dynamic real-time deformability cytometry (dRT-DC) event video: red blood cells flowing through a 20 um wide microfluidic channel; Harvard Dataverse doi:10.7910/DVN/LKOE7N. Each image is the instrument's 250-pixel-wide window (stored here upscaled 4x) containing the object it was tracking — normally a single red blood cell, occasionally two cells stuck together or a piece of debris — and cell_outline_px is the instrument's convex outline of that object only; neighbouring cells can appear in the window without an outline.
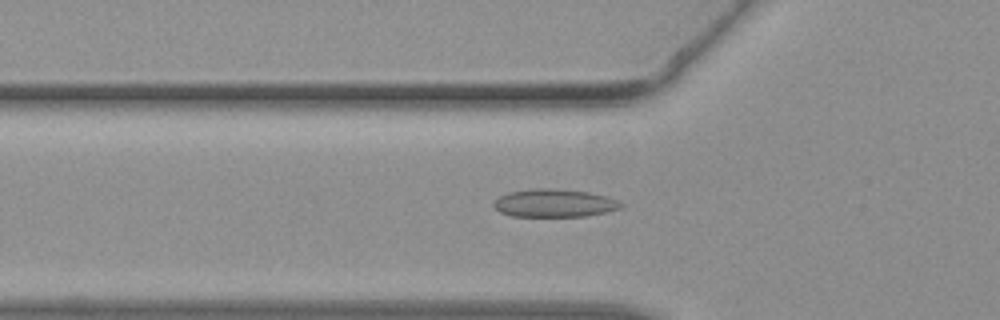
{"species": "common noctule bat (a hibernating species)", "species_latin": "Nyctalus noctula", "temperature_condition": "warm", "stored_images_in_passage": 44, "camera_frame_rate_fps": 3000, "um_per_image_px": 0.085, "animal": {"sex": "female", "body_mass_g": 19.3, "forearm_length_mm": 54.1}, "frame": {"image": 1, "passage_image": 14, "time_ms": 4.333, "image_size_px": [1000, 320], "cell_outline_px": [[624, 204], [620, 208], [588, 216], [512, 216], [500, 212], [492, 204], [500, 196], [508, 192], [532, 188], [552, 188], [588, 192], [620, 200]], "centroid_in_image_um": [47.12, 17.26], "position_along_channel_um": 78.7, "area_um2": 20.69}}
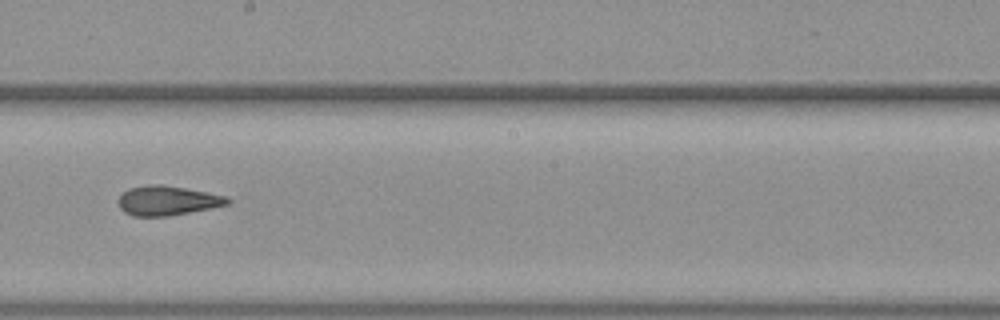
{"frame": {"image": 2, "passage_image": 24, "time_ms": 7.667, "image_size_px": [1000, 320], "cell_outline_px": [[232, 200], [228, 204], [168, 216], [132, 216], [124, 212], [120, 208], [116, 200], [128, 188], [148, 184], [160, 184], [184, 188], [224, 196]], "centroid_in_image_um": [14.14, 17.05], "position_along_channel_um": 234.1, "area_um2": 18.55}}
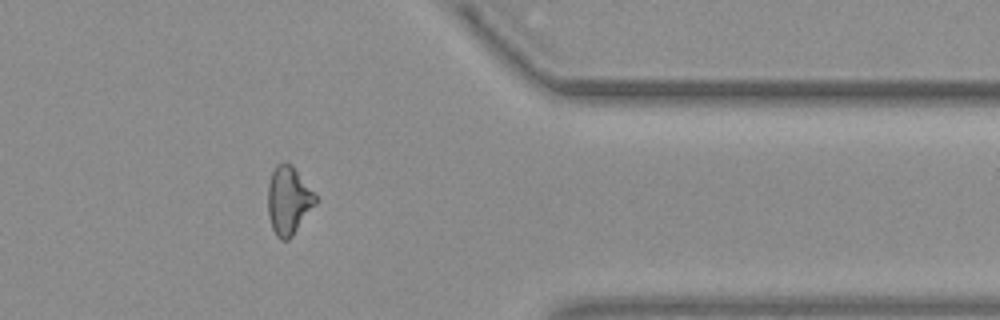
{"frame": {"image": 3, "passage_image": 35, "time_ms": 11.333, "image_size_px": [1000, 320], "cell_outline_px": [[316, 204], [292, 236], [288, 240], [280, 240], [276, 236], [272, 228], [268, 216], [268, 184], [272, 172], [276, 164], [284, 160], [292, 164], [316, 192]], "centroid_in_image_um": [24.53, 17.0], "position_along_channel_um": 386.9, "area_um2": 19.31}}